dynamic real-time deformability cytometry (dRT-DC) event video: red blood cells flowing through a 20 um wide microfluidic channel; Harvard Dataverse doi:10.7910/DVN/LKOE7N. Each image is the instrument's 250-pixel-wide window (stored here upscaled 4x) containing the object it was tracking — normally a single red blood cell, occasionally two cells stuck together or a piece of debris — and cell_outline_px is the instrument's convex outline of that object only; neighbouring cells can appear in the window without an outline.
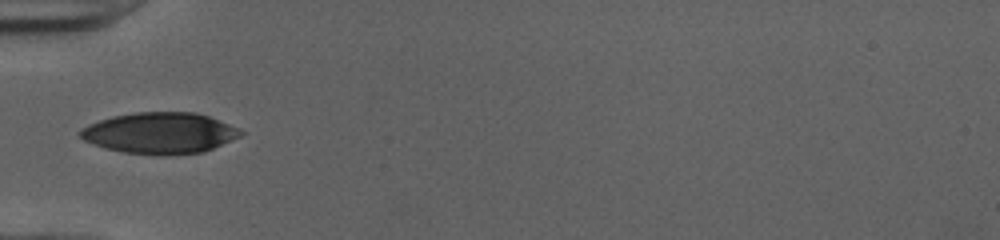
{"species": "human", "species_latin": "Homo sapiens", "temperature_condition": "cold", "stored_images_in_passage": 21, "camera_frame_rate_fps": 3000, "um_per_image_px": 0.085, "donor": {"sex": "female"}, "frame": {"image": 1, "passage_image": 1, "time_ms": 0.0, "image_size_px": [1000, 240], "cell_outline_px": [[244, 132], [240, 136], [204, 152], [124, 152], [104, 148], [92, 144], [84, 140], [76, 132], [80, 128], [88, 124], [112, 116], [136, 112], [196, 112], [208, 116], [240, 128]], "centroid_in_image_um": [13.55, 11.26], "position_along_channel_um": 71.5, "area_um2": 37.57}}
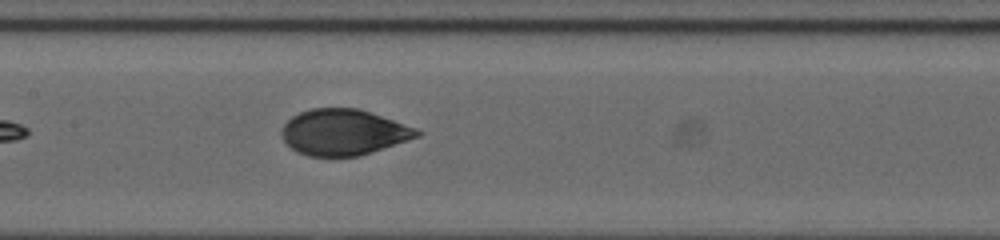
{"frame": {"image": 2, "passage_image": 9, "time_ms": 2.667, "image_size_px": [1000, 240], "cell_outline_px": [[424, 132], [420, 136], [360, 156], [308, 156], [296, 152], [284, 140], [280, 132], [284, 124], [292, 116], [300, 112], [312, 108], [360, 108], [416, 128]], "centroid_in_image_um": [29.2, 11.24], "position_along_channel_um": 178.2, "area_um2": 36.24}}
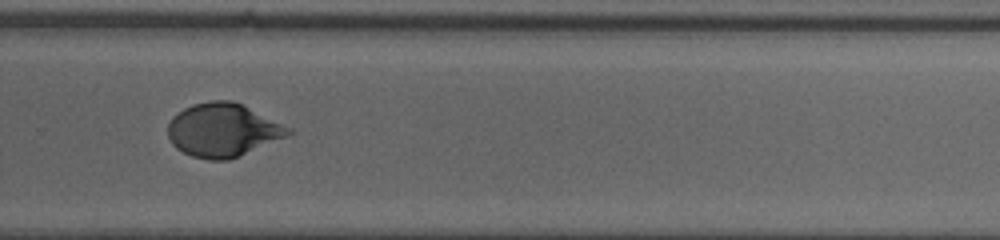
{"frame": {"image": 3, "passage_image": 19, "time_ms": 6.0, "image_size_px": [1000, 240], "cell_outline_px": [[292, 132], [288, 136], [240, 156], [228, 160], [208, 160], [192, 156], [176, 148], [172, 144], [168, 136], [168, 124], [172, 116], [176, 112], [192, 104], [208, 100], [232, 100], [292, 128]], "centroid_in_image_um": [18.93, 11.05], "position_along_channel_um": 310.9, "area_um2": 37.63}}